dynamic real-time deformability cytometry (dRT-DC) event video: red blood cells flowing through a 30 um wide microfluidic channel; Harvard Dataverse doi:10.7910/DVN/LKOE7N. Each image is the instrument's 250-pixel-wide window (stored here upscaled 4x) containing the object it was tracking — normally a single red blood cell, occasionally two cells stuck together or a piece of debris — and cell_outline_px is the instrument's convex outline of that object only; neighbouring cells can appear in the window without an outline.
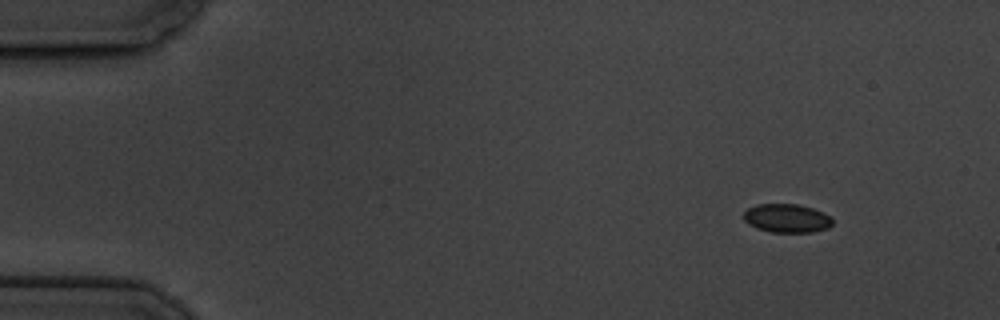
{"species": "common noctule bat (a hibernating species)", "species_latin": "Nyctalus noctula", "temperature_condition": "cold", "stored_images_in_passage": 7, "camera_frame_rate_fps": 3000, "um_per_image_px": 0.085, "animal": {"sex": "male", "body_mass_g": 19.5, "forearm_length_mm": 54.6}, "frame": {"image": 1, "passage_image": 1, "time_ms": 0.0, "image_size_px": [1000, 320], "cell_outline_px": [[832, 224], [828, 228], [812, 232], [772, 232], [756, 228], [748, 224], [744, 220], [744, 212], [748, 208], [756, 204], [796, 204], [812, 208], [824, 212], [832, 220]], "centroid_in_image_um": [66.86, 18.55], "position_along_channel_um": 18.1, "area_um2": 14.8}}
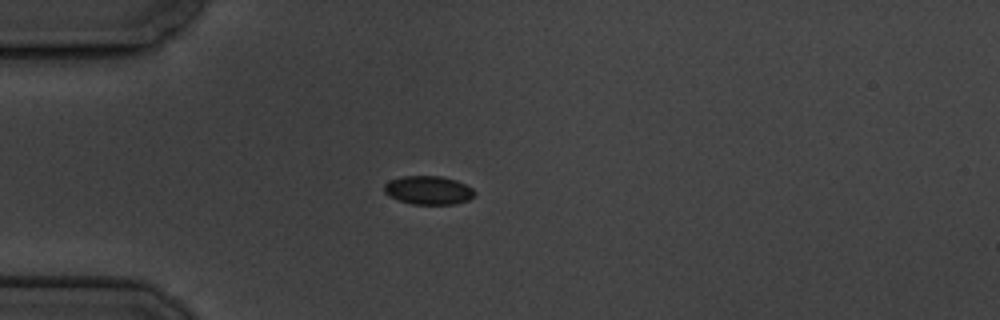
{"frame": {"image": 2, "passage_image": 4, "time_ms": 3.333, "image_size_px": [1000, 320], "cell_outline_px": [[476, 196], [468, 200], [452, 204], [412, 204], [400, 200], [384, 192], [384, 184], [388, 180], [404, 176], [440, 176], [456, 180], [472, 188], [476, 192]], "centroid_in_image_um": [36.43, 16.16], "position_along_channel_um": 48.6, "area_um2": 14.97}}
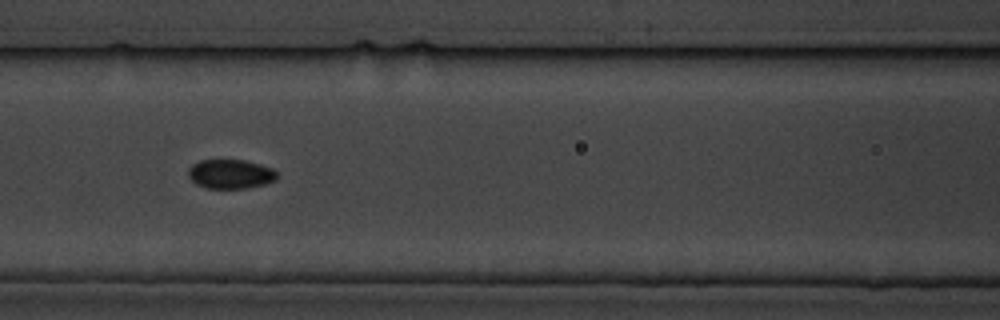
{"frame": {"image": 3, "passage_image": 7, "time_ms": 6.667, "image_size_px": [1000, 320], "cell_outline_px": [[276, 180], [264, 184], [244, 188], [204, 188], [196, 184], [188, 176], [188, 168], [192, 164], [200, 160], [244, 160], [260, 164], [272, 168], [276, 172]], "centroid_in_image_um": [19.56, 14.79], "position_along_channel_um": 147.0, "area_um2": 15.09}}